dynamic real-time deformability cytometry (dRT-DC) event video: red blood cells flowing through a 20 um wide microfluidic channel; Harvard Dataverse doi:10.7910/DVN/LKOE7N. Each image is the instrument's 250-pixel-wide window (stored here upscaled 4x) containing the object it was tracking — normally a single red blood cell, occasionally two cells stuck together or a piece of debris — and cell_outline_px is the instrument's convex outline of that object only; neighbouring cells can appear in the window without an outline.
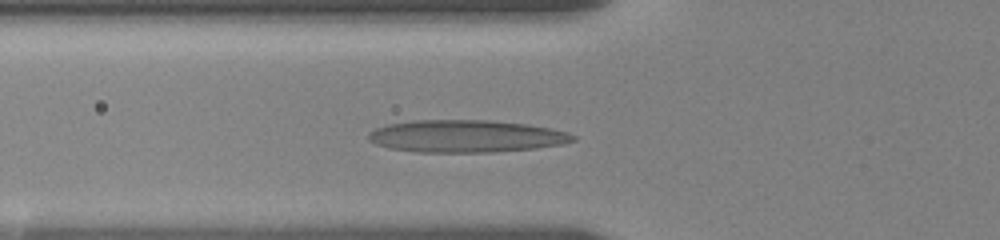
{"species": "human", "species_latin": "Homo sapiens", "temperature_condition": "room temperature", "stored_images_in_passage": 16, "camera_frame_rate_fps": 3000, "um_per_image_px": 0.085, "donor": {"sex": "female"}, "frame": {"image": 1, "passage_image": 7, "time_ms": 4.667, "image_size_px": [1000, 240], "cell_outline_px": [[576, 140], [564, 144], [536, 148], [492, 152], [416, 152], [388, 148], [376, 144], [368, 140], [368, 132], [376, 128], [388, 124], [412, 120], [488, 120], [524, 124], [552, 128], [568, 132], [576, 136]], "centroid_in_image_um": [39.61, 11.58], "position_along_channel_um": 86.2, "area_um2": 38.73}}
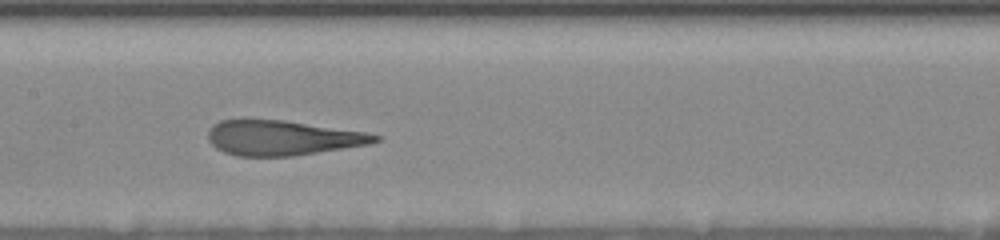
{"frame": {"image": 2, "passage_image": 13, "time_ms": 7.333, "image_size_px": [1000, 240], "cell_outline_px": [[380, 140], [372, 144], [292, 156], [236, 156], [224, 152], [216, 148], [208, 140], [208, 128], [212, 124], [220, 120], [244, 116], [284, 120], [364, 132], [380, 136]], "centroid_in_image_um": [23.9, 11.68], "position_along_channel_um": 183.5, "area_um2": 34.8}}
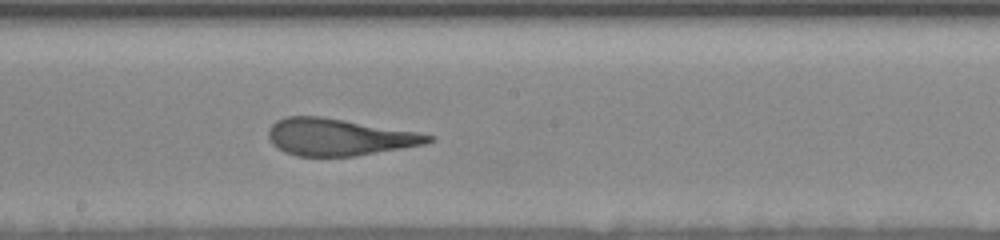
{"frame": {"image": 3, "passage_image": 16, "time_ms": 8.333, "image_size_px": [1000, 240], "cell_outline_px": [[436, 140], [428, 144], [356, 156], [296, 156], [284, 152], [276, 148], [272, 144], [268, 136], [268, 128], [276, 120], [288, 116], [320, 116], [416, 132], [436, 136]], "centroid_in_image_um": [28.81, 11.66], "position_along_channel_um": 219.4, "area_um2": 34.56}}